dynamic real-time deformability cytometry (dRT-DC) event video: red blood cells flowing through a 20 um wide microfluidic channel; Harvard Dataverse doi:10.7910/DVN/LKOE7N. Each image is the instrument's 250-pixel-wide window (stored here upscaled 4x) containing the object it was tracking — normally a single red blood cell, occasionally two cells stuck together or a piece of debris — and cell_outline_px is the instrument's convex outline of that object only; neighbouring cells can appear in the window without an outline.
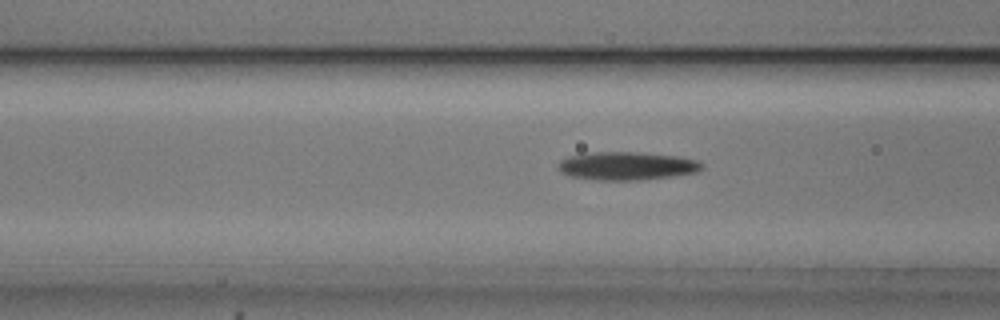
{"species": "common noctule bat (a hibernating species)", "species_latin": "Nyctalus noctula", "temperature_condition": "cold", "stored_images_in_passage": 53, "camera_frame_rate_fps": 3000, "um_per_image_px": 0.085, "animal": {"sex": "male", "body_mass_g": 20.5, "forearm_length_mm": 52.5}, "frame": {"image": 1, "passage_image": 20, "time_ms": 6.333, "image_size_px": [1000, 320], "cell_outline_px": [[704, 168], [696, 172], [672, 176], [640, 180], [596, 180], [572, 176], [560, 172], [556, 164], [560, 160], [568, 156], [592, 152], [636, 152], [676, 156], [700, 160], [704, 164]], "centroid_in_image_um": [53.28, 14.1], "position_along_channel_um": 113.3, "area_um2": 23.76}}
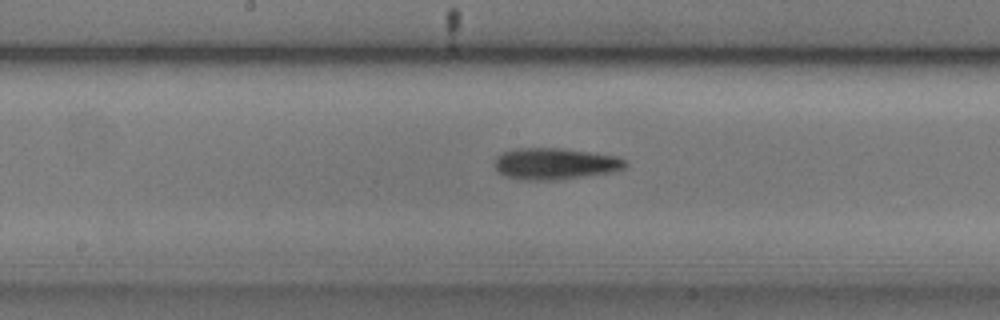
{"frame": {"image": 2, "passage_image": 27, "time_ms": 8.667, "image_size_px": [1000, 320], "cell_outline_px": [[628, 164], [624, 168], [616, 172], [552, 180], [524, 180], [508, 176], [496, 172], [496, 156], [504, 152], [516, 148], [560, 148], [616, 156], [628, 160]], "centroid_in_image_um": [47.22, 13.92], "position_along_channel_um": 201.0, "area_um2": 23.93}}
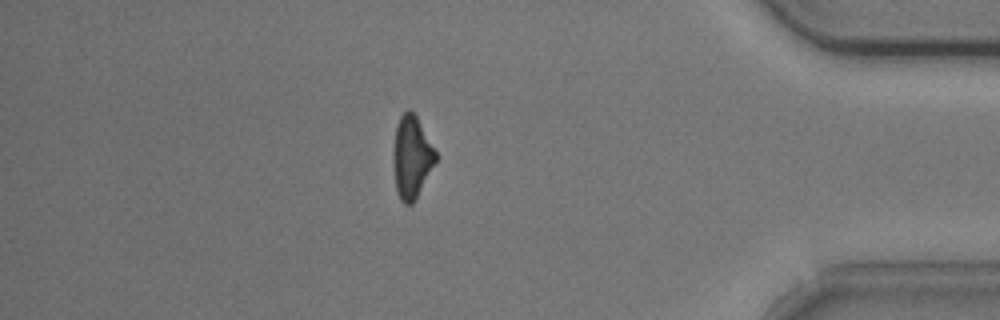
{"frame": {"image": 3, "passage_image": 46, "time_ms": 15.0, "image_size_px": [1000, 320], "cell_outline_px": [[436, 160], [412, 204], [404, 204], [400, 200], [396, 192], [392, 160], [392, 152], [396, 128], [400, 116], [408, 108], [416, 116], [436, 152]], "centroid_in_image_um": [34.94, 13.36], "position_along_channel_um": 400.3, "area_um2": 20.06}, "authors_computed_cell_mechanics": {"area_um2": 21.386, "velocity_mm_per_s": 3.7328, "shape_relaxation_time_tau1_ms": 4.9729, "shape_relaxation_time_tau2_ms": null, "deformation_change_tau1": 0.1394, "deformation_change_tau2": null}}